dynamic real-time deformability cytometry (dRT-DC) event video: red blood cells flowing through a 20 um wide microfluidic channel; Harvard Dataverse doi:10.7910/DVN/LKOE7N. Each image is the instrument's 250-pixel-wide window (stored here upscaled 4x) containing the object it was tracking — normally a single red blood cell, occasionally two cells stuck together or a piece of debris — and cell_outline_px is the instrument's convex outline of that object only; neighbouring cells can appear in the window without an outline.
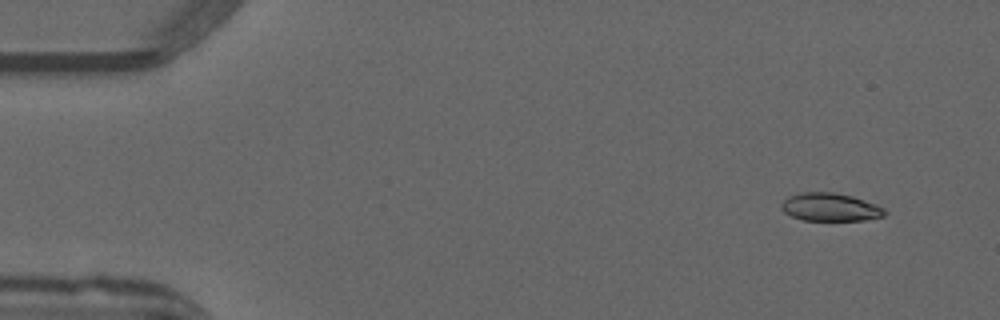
{"species": "common noctule bat (a hibernating species)", "species_latin": "Nyctalus noctula", "temperature_condition": "warm", "stored_images_in_passage": 7, "camera_frame_rate_fps": 3000, "um_per_image_px": 0.085, "animal": {"sex": "male", "forearm_length_mm": 52.5}, "frame": {"image": 1, "passage_image": 1, "time_ms": 0.0, "image_size_px": [1000, 320], "cell_outline_px": [[888, 212], [884, 216], [864, 220], [804, 220], [792, 216], [784, 212], [780, 208], [780, 204], [788, 196], [800, 192], [832, 192], [852, 196], [876, 204], [884, 208]], "centroid_in_image_um": [70.56, 17.6], "position_along_channel_um": 14.4, "area_um2": 16.94}}